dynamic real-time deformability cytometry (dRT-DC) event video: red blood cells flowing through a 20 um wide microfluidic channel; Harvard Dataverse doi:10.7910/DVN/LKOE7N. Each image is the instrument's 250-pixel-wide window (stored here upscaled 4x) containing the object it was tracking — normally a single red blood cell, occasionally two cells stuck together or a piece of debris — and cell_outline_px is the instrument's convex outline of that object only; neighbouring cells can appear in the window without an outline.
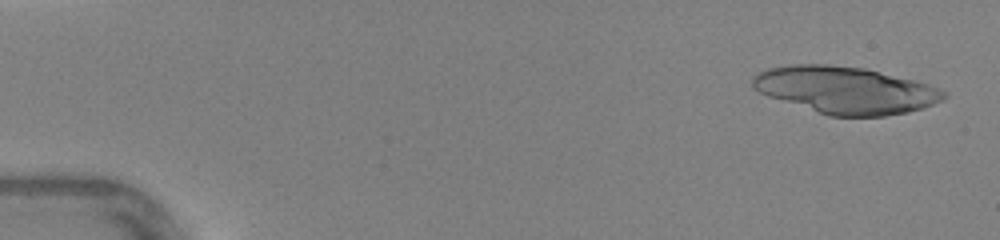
{"species": "human", "species_latin": "Homo sapiens", "temperature_condition": "warm", "stored_images_in_passage": 35, "camera_frame_rate_fps": 3000, "um_per_image_px": 0.085, "donor": {"sex": "female"}, "frame": {"image": 1, "passage_image": 2, "time_ms": 0.333, "image_size_px": [1000, 240], "cell_outline_px": [[948, 96], [944, 100], [924, 108], [908, 112], [884, 116], [828, 116], [768, 96], [752, 88], [752, 76], [756, 72], [768, 68], [792, 64], [828, 64], [864, 68], [916, 80], [940, 88], [948, 92]], "centroid_in_image_um": [71.88, 7.65], "position_along_channel_um": 13.1, "area_um2": 52.83}}
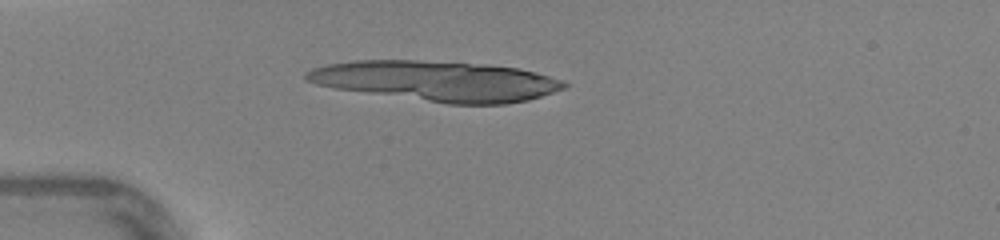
{"frame": {"image": 2, "passage_image": 12, "time_ms": 3.667, "image_size_px": [1000, 240], "cell_outline_px": [[568, 84], [564, 88], [528, 100], [504, 104], [448, 104], [336, 88], [316, 84], [304, 80], [304, 72], [312, 68], [328, 64], [356, 60], [420, 60], [488, 64], [520, 68], [536, 72], [564, 80]], "centroid_in_image_um": [37.13, 6.87], "position_along_channel_um": 47.9, "area_um2": 60.4}}